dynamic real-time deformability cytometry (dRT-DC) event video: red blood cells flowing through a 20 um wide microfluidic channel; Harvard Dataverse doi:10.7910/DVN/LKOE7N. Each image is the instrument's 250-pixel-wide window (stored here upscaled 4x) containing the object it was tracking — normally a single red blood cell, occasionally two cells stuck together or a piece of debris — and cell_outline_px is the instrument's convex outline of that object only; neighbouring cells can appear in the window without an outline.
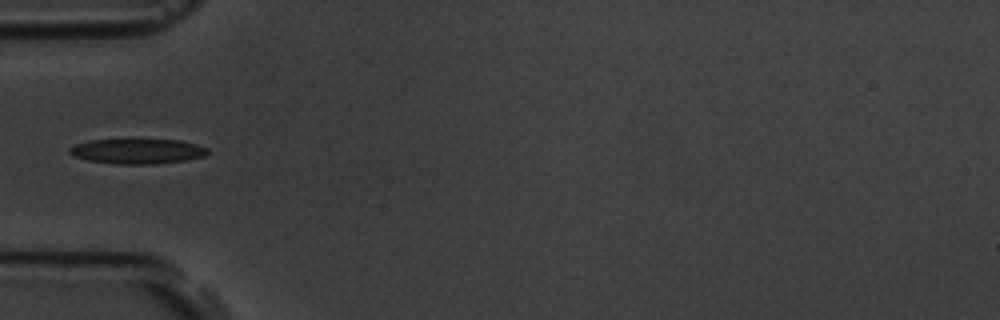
{"species": "common noctule bat (a hibernating species)", "species_latin": "Nyctalus noctula", "temperature_condition": "room temperature", "stored_images_in_passage": 15, "camera_frame_rate_fps": 3000, "um_per_image_px": 0.085, "animal": {"sex": "male", "body_mass_g": 19.5, "forearm_length_mm": 54.6}, "frame": {"image": 1, "passage_image": 5, "time_ms": 1.333, "image_size_px": [1000, 320], "cell_outline_px": [[208, 152], [204, 156], [188, 160], [156, 164], [116, 164], [88, 160], [72, 156], [68, 152], [68, 148], [76, 144], [88, 140], [180, 140], [196, 144], [208, 148]], "centroid_in_image_um": [11.67, 12.86], "position_along_channel_um": 73.3, "area_um2": 20.17}}
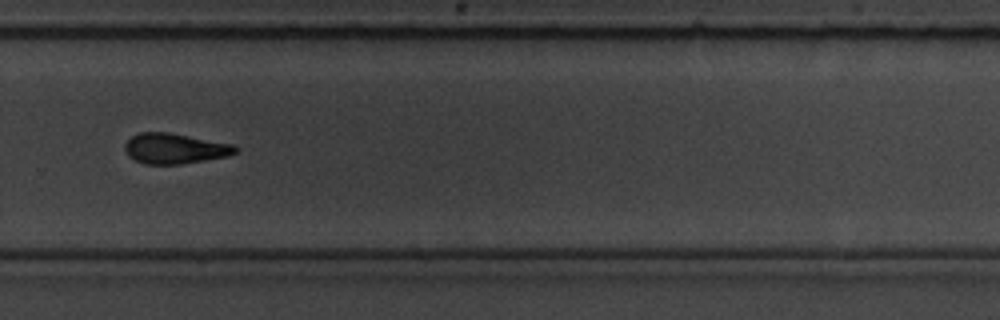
{"frame": {"image": 2, "passage_image": 11, "time_ms": 3.333, "image_size_px": [1000, 320], "cell_outline_px": [[240, 148], [236, 152], [228, 156], [180, 164], [144, 164], [128, 156], [124, 148], [124, 144], [132, 136], [140, 132], [168, 132], [232, 144]], "centroid_in_image_um": [14.84, 12.62], "position_along_channel_um": 315.0, "area_um2": 19.48}}
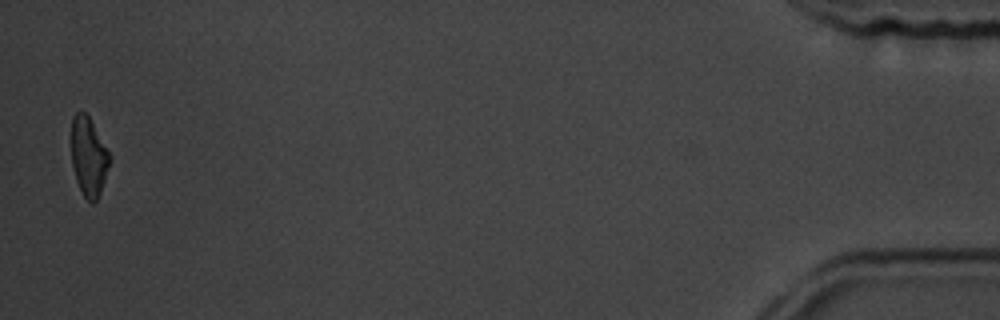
{"frame": {"image": 3, "passage_image": 15, "time_ms": 4.667, "image_size_px": [1000, 320], "cell_outline_px": [[112, 156], [100, 192], [96, 200], [92, 204], [84, 196], [76, 180], [72, 164], [72, 116], [76, 112], [84, 112], [88, 116]], "centroid_in_image_um": [7.54, 13.31], "position_along_channel_um": 427.7, "area_um2": 17.34}}